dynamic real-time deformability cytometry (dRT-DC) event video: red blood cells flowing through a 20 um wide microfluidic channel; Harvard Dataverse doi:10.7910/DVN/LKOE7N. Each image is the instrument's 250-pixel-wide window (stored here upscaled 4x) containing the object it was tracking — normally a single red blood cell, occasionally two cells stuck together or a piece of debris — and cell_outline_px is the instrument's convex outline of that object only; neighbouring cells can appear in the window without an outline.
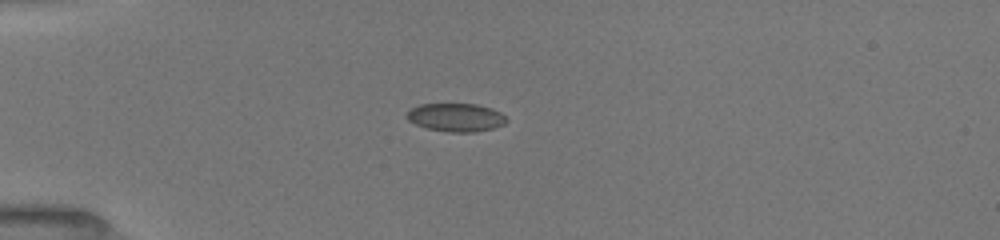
{"species": "common noctule bat (a hibernating species)", "species_latin": "Nyctalus noctula", "temperature_condition": "room temperature", "stored_images_in_passage": 7, "camera_frame_rate_fps": 3000, "um_per_image_px": 0.085, "animal": {"sex": "female", "body_mass_g": 19.5, "forearm_length_mm": 54.1}, "frame": {"image": 1, "passage_image": 1, "time_ms": 0.0, "image_size_px": [1000, 240], "cell_outline_px": [[508, 120], [504, 124], [492, 128], [476, 132], [448, 132], [428, 128], [416, 124], [408, 120], [404, 116], [412, 108], [420, 104], [476, 104], [492, 108], [500, 112]], "centroid_in_image_um": [38.75, 9.98], "position_along_channel_um": 46.2, "area_um2": 16.36}}
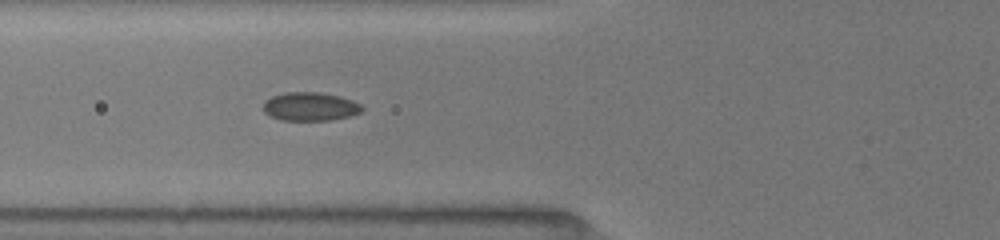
{"frame": {"image": 2, "passage_image": 5, "time_ms": 2.0, "image_size_px": [1000, 240], "cell_outline_px": [[364, 108], [360, 112], [348, 116], [332, 120], [280, 120], [268, 116], [264, 112], [264, 100], [272, 96], [288, 92], [320, 92], [340, 96], [352, 100], [360, 104]], "centroid_in_image_um": [26.34, 9.06], "position_along_channel_um": 99.5, "area_um2": 16.47}}
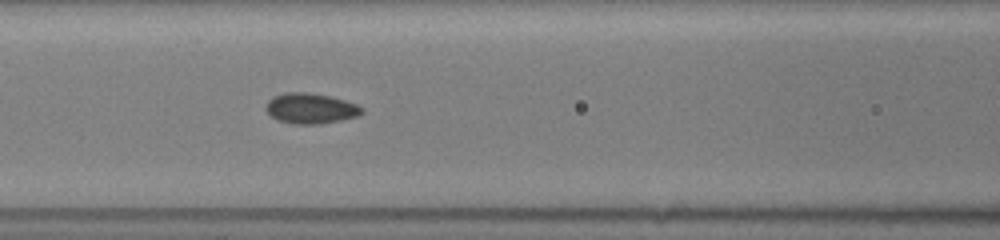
{"frame": {"image": 3, "passage_image": 7, "time_ms": 3.0, "image_size_px": [1000, 240], "cell_outline_px": [[364, 112], [356, 116], [340, 120], [320, 124], [292, 124], [276, 120], [264, 108], [264, 104], [272, 96], [284, 92], [304, 92], [332, 96], [356, 104], [364, 108]], "centroid_in_image_um": [26.36, 9.21], "position_along_channel_um": 140.2, "area_um2": 17.22}}